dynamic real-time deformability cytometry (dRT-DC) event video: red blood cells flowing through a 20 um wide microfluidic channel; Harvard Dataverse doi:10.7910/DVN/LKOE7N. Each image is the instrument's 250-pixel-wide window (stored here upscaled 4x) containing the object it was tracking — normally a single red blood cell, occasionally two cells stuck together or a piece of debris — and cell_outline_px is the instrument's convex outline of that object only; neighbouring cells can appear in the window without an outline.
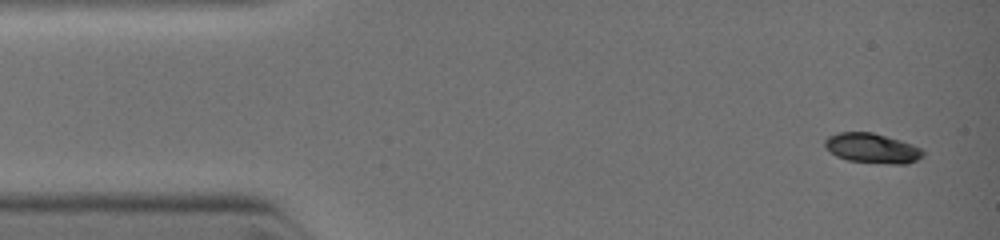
{"species": "common noctule bat (a hibernating species)", "species_latin": "Nyctalus noctula", "temperature_condition": "warm", "stored_images_in_passage": 9, "camera_frame_rate_fps": 3000, "um_per_image_px": 0.085, "animal": {"sex": "female", "body_mass_g": 19.0, "forearm_length_mm": 51.5}, "frame": {"image": 1, "passage_image": 1, "time_ms": 0.0, "image_size_px": [1000, 240], "cell_outline_px": [[924, 156], [908, 164], [892, 164], [848, 160], [836, 156], [824, 144], [824, 140], [828, 136], [836, 132], [872, 132], [900, 140], [912, 144], [920, 148], [924, 152]], "centroid_in_image_um": [74.14, 12.59], "position_along_channel_um": 10.9, "area_um2": 16.99}}
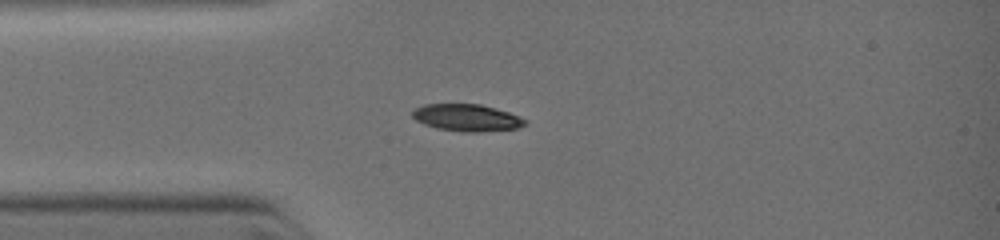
{"frame": {"image": 2, "passage_image": 6, "time_ms": 2.333, "image_size_px": [1000, 240], "cell_outline_px": [[528, 124], [516, 128], [472, 132], [468, 132], [436, 128], [424, 124], [416, 120], [412, 116], [412, 112], [416, 108], [424, 104], [480, 104], [508, 112], [520, 116], [528, 120]], "centroid_in_image_um": [39.69, 9.99], "position_along_channel_um": 45.3, "area_um2": 17.57}}
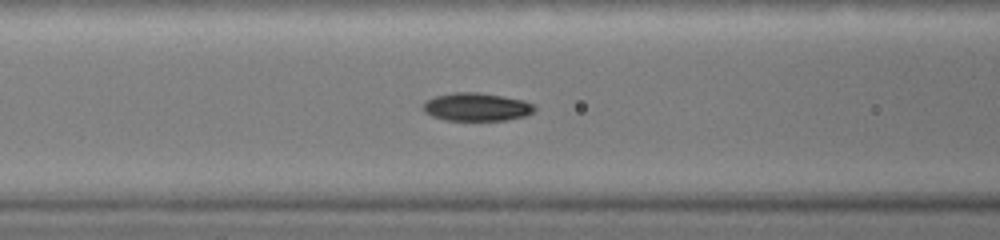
{"frame": {"image": 3, "passage_image": 9, "time_ms": 4.0, "image_size_px": [1000, 240], "cell_outline_px": [[536, 108], [532, 112], [524, 116], [508, 120], [444, 120], [432, 116], [424, 112], [424, 104], [428, 100], [436, 96], [456, 92], [476, 92], [524, 100], [532, 104]], "centroid_in_image_um": [40.51, 9.1], "position_along_channel_um": 126.1, "area_um2": 17.98}}